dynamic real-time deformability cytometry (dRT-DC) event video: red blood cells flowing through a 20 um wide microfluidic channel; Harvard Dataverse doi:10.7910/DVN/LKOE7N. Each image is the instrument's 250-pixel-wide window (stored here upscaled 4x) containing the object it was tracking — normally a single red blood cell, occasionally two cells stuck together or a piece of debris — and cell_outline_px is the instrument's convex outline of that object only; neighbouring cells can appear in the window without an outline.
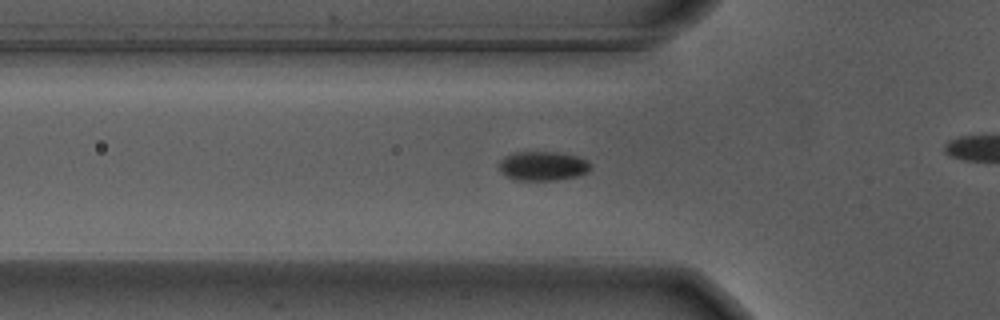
{"species": "Egyptian fruit bat (a non-hibernating species)", "species_latin": "Rousettus aegyptiacus", "temperature_condition": "warm", "stored_images_in_passage": 56, "camera_frame_rate_fps": 3000, "um_per_image_px": 0.085, "animal": {"sex": "male"}, "frame": {"image": 1, "passage_image": 18, "time_ms": 5.667, "image_size_px": [1000, 320], "cell_outline_px": [[592, 168], [588, 172], [576, 176], [556, 180], [512, 180], [500, 168], [500, 160], [504, 156], [516, 152], [556, 152], [576, 156], [588, 160], [592, 164]], "centroid_in_image_um": [46.19, 14.1], "position_along_channel_um": 79.6, "area_um2": 15.55}}
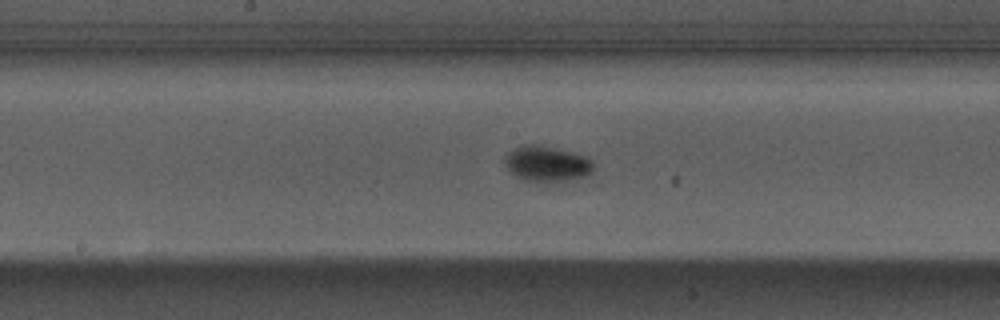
{"frame": {"image": 2, "passage_image": 28, "time_ms": 9.0, "image_size_px": [1000, 320], "cell_outline_px": [[592, 180], [524, 180], [516, 176], [508, 168], [504, 160], [504, 156], [508, 152], [516, 148], [528, 144], [536, 144], [572, 152], [588, 156], [592, 160]], "centroid_in_image_um": [46.59, 13.93], "position_along_channel_um": 201.6, "area_um2": 18.44}}
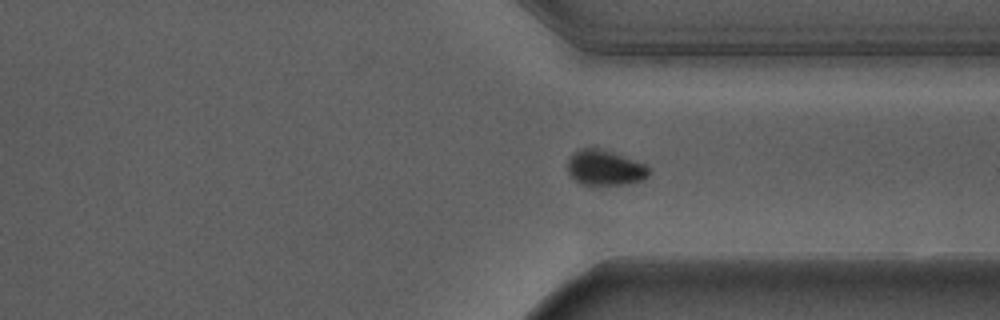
{"frame": {"image": 3, "passage_image": 41, "time_ms": 13.333, "image_size_px": [1000, 320], "cell_outline_px": [[652, 172], [644, 180], [628, 184], [580, 184], [568, 172], [568, 160], [580, 148], [600, 148], [644, 164]], "centroid_in_image_um": [51.44, 14.27], "position_along_channel_um": 360.0, "area_um2": 16.42}, "authors_computed_cell_mechanics": {"area_um2": 16.0973, "velocity_mm_per_s": 3.6555, "shape_relaxation_time_tau1_ms": 1.5403, "shape_relaxation_time_tau2_ms": null, "deformation_change_tau1": 0.0701, "deformation_change_tau2": null}}